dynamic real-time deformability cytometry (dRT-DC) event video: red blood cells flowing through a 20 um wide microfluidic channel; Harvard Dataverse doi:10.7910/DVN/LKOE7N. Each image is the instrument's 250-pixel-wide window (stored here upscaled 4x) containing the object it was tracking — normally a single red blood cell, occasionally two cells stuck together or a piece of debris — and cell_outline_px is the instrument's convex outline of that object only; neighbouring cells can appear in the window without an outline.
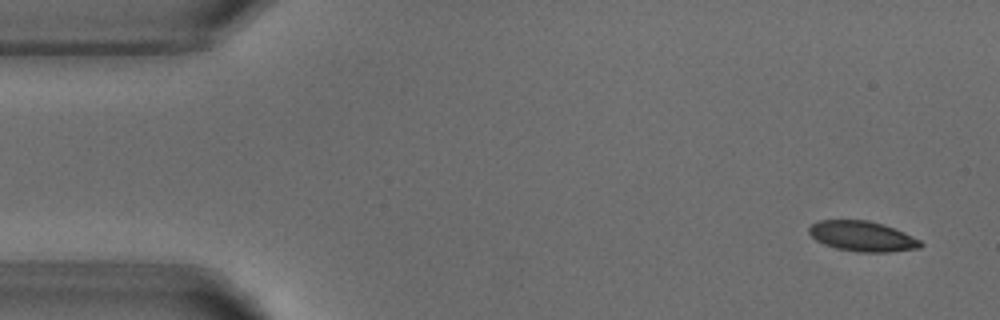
{"species": "common noctule bat (a hibernating species)", "species_latin": "Nyctalus noctula", "temperature_condition": "warm", "stored_images_in_passage": 1, "camera_frame_rate_fps": 3000, "um_per_image_px": 0.085, "animal": {"sex": "male", "body_mass_g": 18.8}, "frame": {"image": 1, "passage_image": 1, "time_ms": 0.0, "image_size_px": [1000, 320], "cell_outline_px": [[924, 244], [920, 248], [888, 252], [856, 252], [836, 248], [824, 244], [816, 240], [808, 232], [808, 228], [812, 224], [820, 220], [868, 220], [884, 224], [904, 232], [920, 240]], "centroid_in_image_um": [73.31, 20.08], "position_along_channel_um": 11.7, "area_um2": 19.71}}